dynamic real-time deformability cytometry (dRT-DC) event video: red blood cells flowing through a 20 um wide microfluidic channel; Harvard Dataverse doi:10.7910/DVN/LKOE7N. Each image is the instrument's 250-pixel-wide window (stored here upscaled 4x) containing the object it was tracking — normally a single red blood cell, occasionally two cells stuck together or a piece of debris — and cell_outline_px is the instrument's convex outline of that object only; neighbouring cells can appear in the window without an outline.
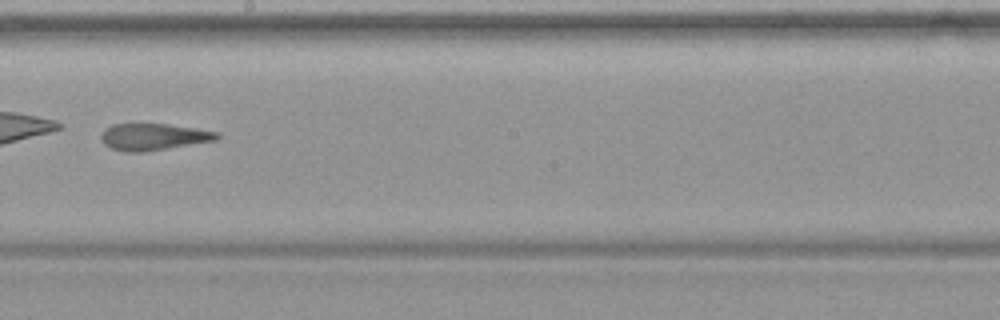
{"species": "common noctule bat (a hibernating species)", "species_latin": "Nyctalus noctula", "temperature_condition": "warm", "stored_images_in_passage": 48, "camera_frame_rate_fps": 3000, "um_per_image_px": 0.085, "animal": {"sex": "female", "body_mass_g": 19.9}, "frame": {"image": 1, "passage_image": 28, "time_ms": 9.0, "image_size_px": [1000, 320], "cell_outline_px": [[220, 136], [216, 140], [144, 152], [124, 152], [112, 148], [104, 144], [100, 140], [100, 136], [104, 128], [112, 124], [168, 124], [196, 128], [220, 132]], "centroid_in_image_um": [13.02, 11.62], "position_along_channel_um": 235.2, "area_um2": 18.15}}